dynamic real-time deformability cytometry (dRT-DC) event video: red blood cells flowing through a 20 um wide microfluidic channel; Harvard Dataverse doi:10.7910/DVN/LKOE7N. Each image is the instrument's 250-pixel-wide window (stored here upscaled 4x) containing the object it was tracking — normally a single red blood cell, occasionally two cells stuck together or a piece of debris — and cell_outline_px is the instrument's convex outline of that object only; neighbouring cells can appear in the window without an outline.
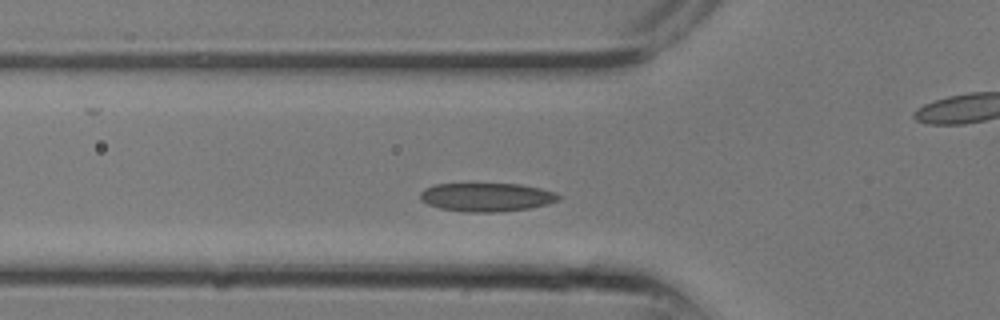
{"species": "common noctule bat (a hibernating species)", "species_latin": "Nyctalus noctula", "temperature_condition": "room temperature", "stored_images_in_passage": 9, "segment_of_instrument_passage": [1, 2], "camera_frame_rate_fps": 3000, "um_per_image_px": 0.085, "animal": {"sex": "male", "body_mass_g": 13.3}, "frame": {"image": 1, "passage_image": 6, "time_ms": 1.667, "image_size_px": [1000, 320], "cell_outline_px": [[560, 200], [548, 204], [528, 208], [500, 212], [464, 212], [440, 208], [428, 204], [420, 200], [420, 192], [424, 188], [436, 184], [520, 184], [540, 188], [556, 192], [560, 196]], "centroid_in_image_um": [41.36, 16.76], "position_along_channel_um": 84.4, "area_um2": 23.12}}
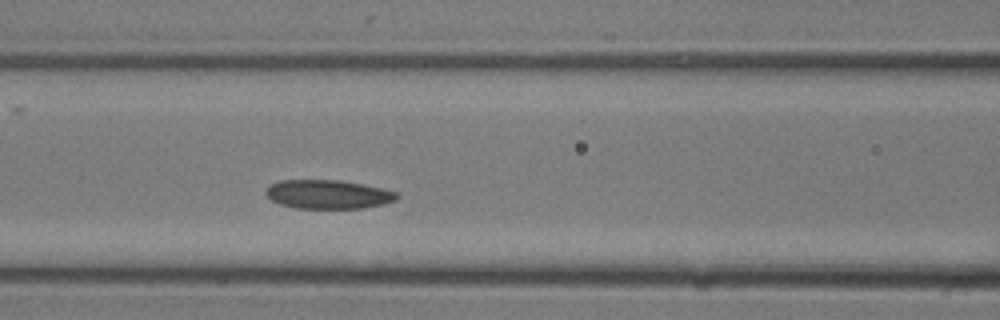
{"frame": {"image": 2, "passage_image": 8, "time_ms": 2.333, "image_size_px": [1000, 320], "cell_outline_px": [[400, 196], [396, 200], [384, 204], [364, 208], [296, 208], [280, 204], [272, 200], [264, 192], [272, 184], [280, 180], [340, 180], [380, 188], [396, 192]], "centroid_in_image_um": [27.9, 16.52], "position_along_channel_um": 138.7, "area_um2": 21.85}}